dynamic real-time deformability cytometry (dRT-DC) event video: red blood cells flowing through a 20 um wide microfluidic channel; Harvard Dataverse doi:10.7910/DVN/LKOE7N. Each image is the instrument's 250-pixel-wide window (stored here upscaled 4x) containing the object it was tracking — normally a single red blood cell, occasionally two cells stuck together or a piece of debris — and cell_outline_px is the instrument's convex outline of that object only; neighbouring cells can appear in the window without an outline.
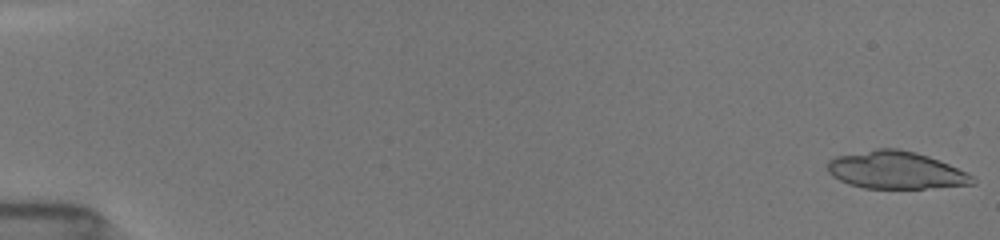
{"species": "common noctule bat (a hibernating species)", "species_latin": "Nyctalus noctula", "temperature_condition": "room temperature", "stored_images_in_passage": 16, "camera_frame_rate_fps": 3000, "um_per_image_px": 0.085, "animal": {"sex": "female", "body_mass_g": 19.5, "forearm_length_mm": 54.1}, "frame": {"image": 1, "passage_image": 1, "time_ms": 0.0, "image_size_px": [1000, 240], "cell_outline_px": [[976, 184], [924, 188], [864, 188], [848, 184], [832, 176], [828, 172], [828, 160], [836, 156], [876, 148], [896, 148], [928, 156], [948, 164], [976, 176]], "centroid_in_image_um": [76.15, 14.47], "position_along_channel_um": 8.8, "area_um2": 31.62}}
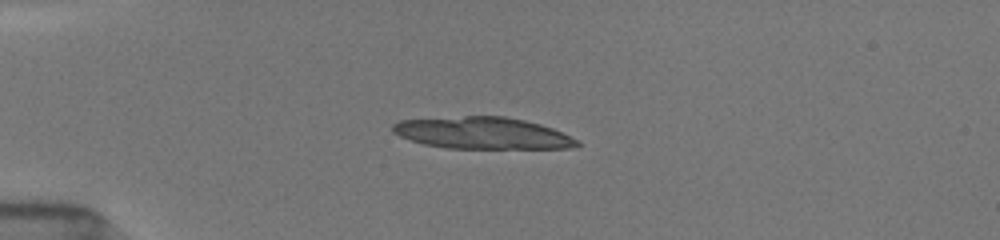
{"frame": {"image": 2, "passage_image": 14, "time_ms": 4.333, "image_size_px": [1000, 240], "cell_outline_px": [[580, 144], [568, 148], [448, 148], [424, 144], [400, 136], [392, 132], [392, 124], [400, 120], [464, 116], [504, 116], [524, 120], [540, 124], [552, 128], [576, 140]], "centroid_in_image_um": [40.96, 11.3], "position_along_channel_um": 44.0, "area_um2": 33.76}}